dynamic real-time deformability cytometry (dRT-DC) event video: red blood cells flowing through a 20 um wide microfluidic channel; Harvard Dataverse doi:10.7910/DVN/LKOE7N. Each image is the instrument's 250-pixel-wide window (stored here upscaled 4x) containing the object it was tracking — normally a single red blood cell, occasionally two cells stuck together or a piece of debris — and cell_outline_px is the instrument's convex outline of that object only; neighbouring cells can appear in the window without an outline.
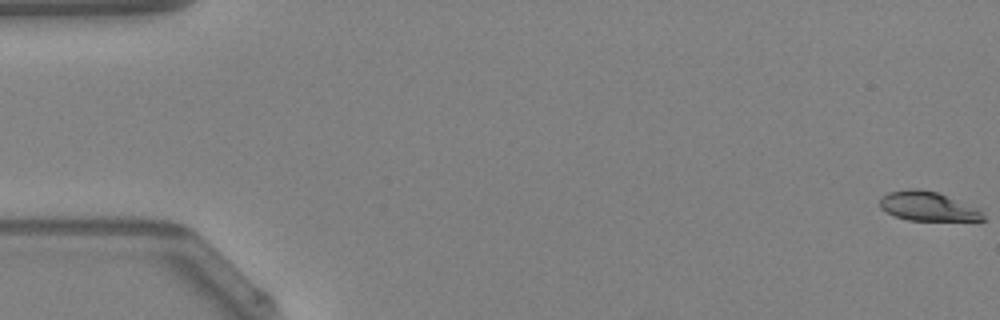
{"species": "Egyptian fruit bat (a non-hibernating species)", "species_latin": "Rousettus aegyptiacus", "temperature_condition": "warm", "stored_images_in_passage": 49, "camera_frame_rate_fps": 3000, "um_per_image_px": 0.085, "animal": {"sex": "female"}, "frame": {"image": 1, "passage_image": 1, "time_ms": 0.0, "image_size_px": [1000, 320], "cell_outline_px": [[984, 220], [908, 220], [896, 216], [880, 208], [880, 200], [888, 192], [908, 188], [916, 188], [936, 192], [976, 208], [984, 216]], "centroid_in_image_um": [78.8, 17.53], "position_along_channel_um": 6.2, "area_um2": 17.05}}
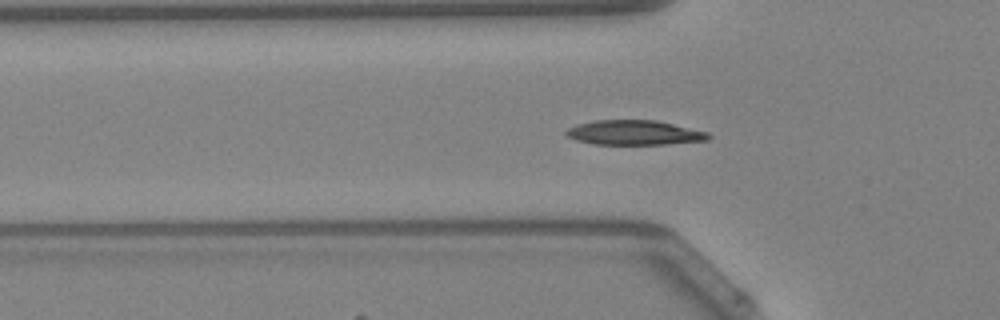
{"frame": {"image": 2, "passage_image": 17, "time_ms": 5.333, "image_size_px": [1000, 320], "cell_outline_px": [[712, 136], [708, 140], [664, 144], [596, 144], [576, 140], [568, 136], [564, 132], [568, 128], [576, 124], [592, 120], [656, 120], [708, 132]], "centroid_in_image_um": [53.9, 11.27], "position_along_channel_um": 71.9, "area_um2": 20.4}}
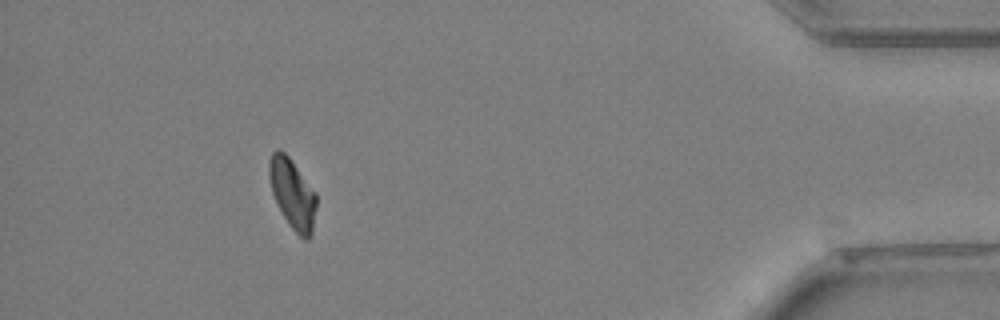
{"frame": {"image": 3, "passage_image": 45, "time_ms": 14.667, "image_size_px": [1000, 320], "cell_outline_px": [[316, 208], [312, 232], [308, 240], [304, 240], [288, 224], [272, 192], [268, 176], [268, 160], [272, 152], [276, 148], [280, 148], [288, 156], [316, 192]], "centroid_in_image_um": [24.85, 16.43], "position_along_channel_um": 410.3, "area_um2": 19.19}, "authors_computed_cell_mechanics": {"area_um2": 19.4208, "velocity_mm_per_s": 4.2432, "shape_relaxation_time_tau1_ms": 4.7176, "shape_relaxation_time_tau2_ms": 4.0277, "deformation_change_tau1": 0.1639, "deformation_change_tau2": 0.0694}}